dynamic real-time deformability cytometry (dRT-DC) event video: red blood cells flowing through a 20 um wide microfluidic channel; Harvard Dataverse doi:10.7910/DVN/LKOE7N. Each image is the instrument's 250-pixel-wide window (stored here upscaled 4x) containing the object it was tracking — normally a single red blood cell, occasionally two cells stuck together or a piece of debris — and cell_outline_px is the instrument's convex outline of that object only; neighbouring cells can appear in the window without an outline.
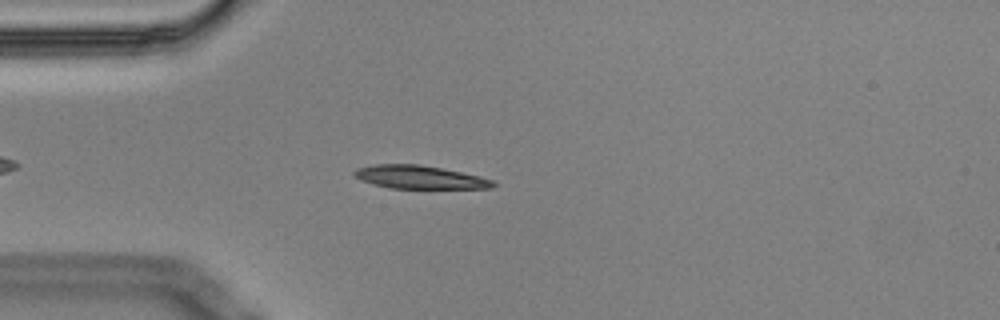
{"species": "Egyptian fruit bat (a non-hibernating species)", "species_latin": "Rousettus aegyptiacus", "temperature_condition": "cold", "stored_images_in_passage": 5, "camera_frame_rate_fps": 3000, "um_per_image_px": 0.085, "animal": {"sex": "male"}, "frame": {"image": 1, "passage_image": 5, "time_ms": 1.333, "image_size_px": [1000, 320], "cell_outline_px": [[496, 184], [492, 188], [388, 188], [360, 180], [352, 172], [356, 168], [376, 164], [420, 164], [480, 176], [492, 180]], "centroid_in_image_um": [35.64, 15.06], "position_along_channel_um": 49.4, "area_um2": 18.61}}